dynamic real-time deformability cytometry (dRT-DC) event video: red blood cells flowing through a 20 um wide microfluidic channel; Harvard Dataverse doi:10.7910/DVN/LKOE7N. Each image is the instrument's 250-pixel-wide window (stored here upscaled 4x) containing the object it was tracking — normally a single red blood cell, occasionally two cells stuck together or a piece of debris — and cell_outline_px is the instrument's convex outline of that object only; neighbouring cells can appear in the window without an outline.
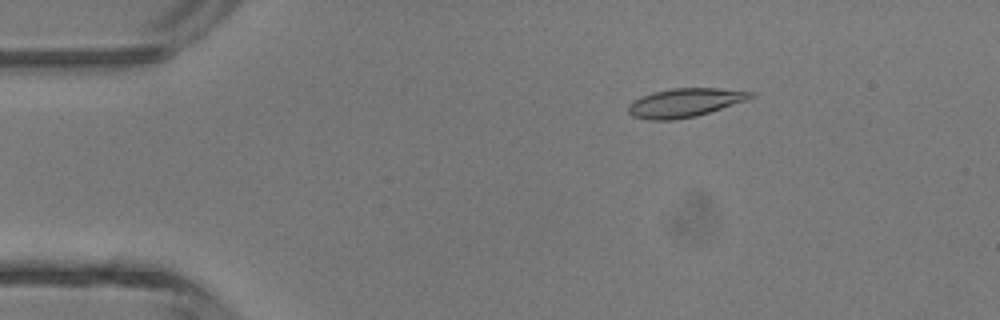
{"species": "common noctule bat (a hibernating species)", "species_latin": "Nyctalus noctula", "temperature_condition": "room temperature", "stored_images_in_passage": 31, "camera_frame_rate_fps": 3000, "um_per_image_px": 0.085, "animal": {"sex": "male", "body_mass_g": 13.3}, "frame": {"image": 1, "passage_image": 8, "time_ms": 2.333, "image_size_px": [1000, 320], "cell_outline_px": [[752, 96], [748, 100], [696, 116], [676, 120], [648, 120], [632, 116], [628, 112], [628, 104], [632, 100], [640, 96], [652, 92], [672, 88], [720, 88], [752, 92]], "centroid_in_image_um": [58.15, 8.73], "position_along_channel_um": 26.9, "area_um2": 20.58}}
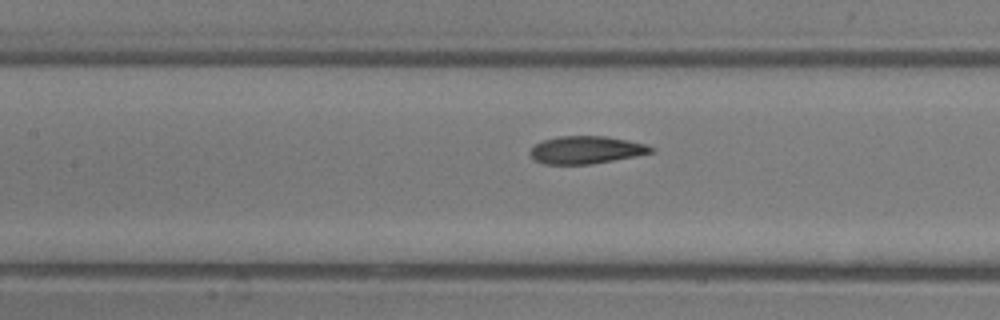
{"frame": {"image": 2, "passage_image": 21, "time_ms": 6.667, "image_size_px": [1000, 320], "cell_outline_px": [[656, 148], [652, 152], [636, 156], [592, 164], [544, 164], [532, 160], [528, 152], [536, 144], [544, 140], [560, 136], [604, 136], [628, 140], [648, 144]], "centroid_in_image_um": [49.82, 12.75], "position_along_channel_um": 157.6, "area_um2": 19.59}}
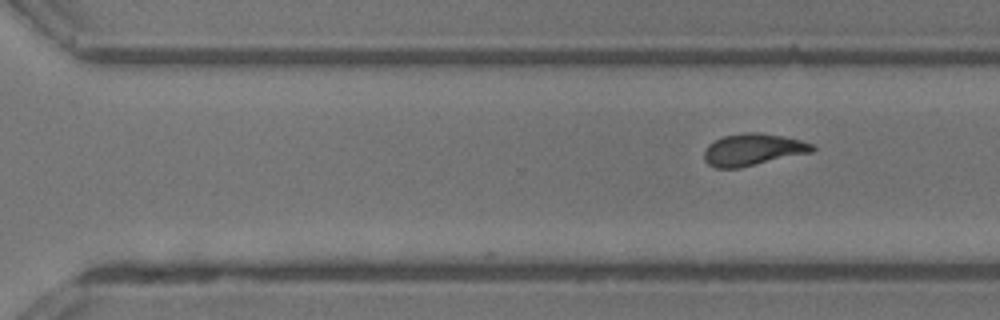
{"frame": {"image": 3, "passage_image": 31, "time_ms": 10.0, "image_size_px": [1000, 320], "cell_outline_px": [[816, 148], [812, 152], [740, 168], [716, 168], [708, 164], [704, 160], [704, 148], [708, 144], [724, 136], [744, 132], [760, 132], [784, 136], [800, 140], [812, 144]], "centroid_in_image_um": [63.98, 12.72], "position_along_channel_um": 306.6, "area_um2": 20.23}}